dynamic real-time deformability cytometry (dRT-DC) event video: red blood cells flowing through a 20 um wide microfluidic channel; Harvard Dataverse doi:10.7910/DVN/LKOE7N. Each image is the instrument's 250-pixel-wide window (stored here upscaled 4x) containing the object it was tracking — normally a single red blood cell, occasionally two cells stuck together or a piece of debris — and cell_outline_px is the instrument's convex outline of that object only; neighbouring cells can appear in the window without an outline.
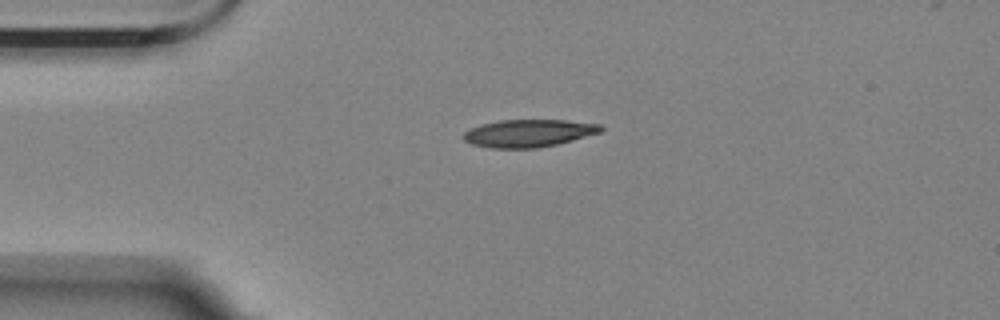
{"species": "Egyptian fruit bat (a non-hibernating species)", "species_latin": "Rousettus aegyptiacus", "temperature_condition": "room temperature", "stored_images_in_passage": 44, "camera_frame_rate_fps": 3000, "um_per_image_px": 0.085, "animal": {"sex": "female"}, "frame": {"image": 1, "passage_image": 1, "time_ms": 0.0, "image_size_px": [1000, 320], "cell_outline_px": [[604, 128], [600, 132], [572, 140], [556, 144], [536, 148], [492, 148], [472, 144], [464, 140], [464, 132], [472, 128], [484, 124], [500, 120], [564, 120], [600, 124]], "centroid_in_image_um": [44.94, 11.32], "position_along_channel_um": 40.1, "area_um2": 21.73}}
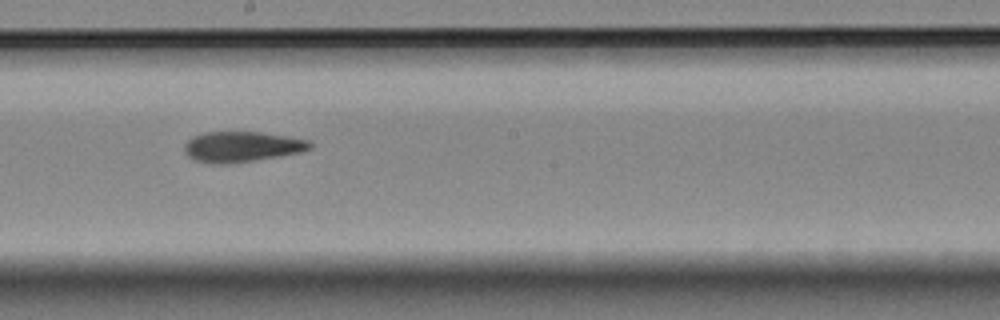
{"frame": {"image": 2, "passage_image": 19, "time_ms": 6.0, "image_size_px": [1000, 320], "cell_outline_px": [[312, 148], [300, 152], [228, 164], [216, 164], [196, 160], [188, 156], [184, 152], [184, 144], [188, 140], [204, 132], [260, 132], [308, 140], [312, 144]], "centroid_in_image_um": [20.52, 12.47], "position_along_channel_um": 227.7, "area_um2": 21.91}}
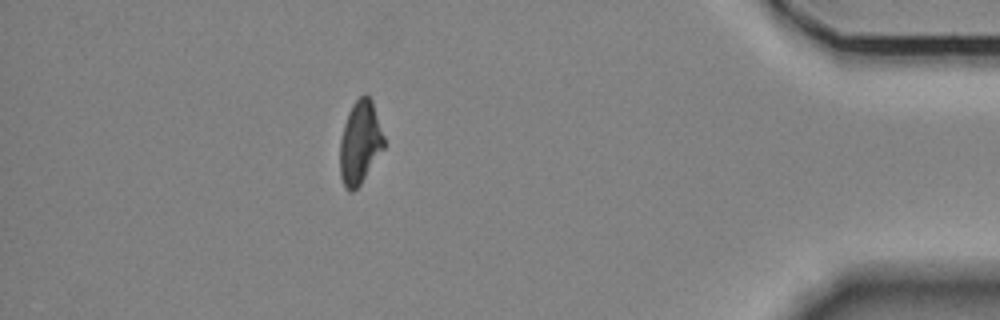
{"frame": {"image": 3, "passage_image": 38, "time_ms": 12.333, "image_size_px": [1000, 320], "cell_outline_px": [[384, 148], [360, 184], [352, 192], [348, 192], [344, 188], [340, 176], [340, 140], [344, 124], [348, 112], [352, 104], [364, 92], [368, 92], [372, 100], [384, 136]], "centroid_in_image_um": [30.59, 12.09], "position_along_channel_um": 404.6, "area_um2": 21.44}, "authors_computed_cell_mechanics": {"area_um2": 22.1952, "velocity_mm_per_s": 3.5195, "shape_relaxation_time_tau1_ms": 9.0563, "shape_relaxation_time_tau2_ms": 5.6965, "deformation_change_tau1": 0.2013, "deformation_change_tau2": 0.1361}}